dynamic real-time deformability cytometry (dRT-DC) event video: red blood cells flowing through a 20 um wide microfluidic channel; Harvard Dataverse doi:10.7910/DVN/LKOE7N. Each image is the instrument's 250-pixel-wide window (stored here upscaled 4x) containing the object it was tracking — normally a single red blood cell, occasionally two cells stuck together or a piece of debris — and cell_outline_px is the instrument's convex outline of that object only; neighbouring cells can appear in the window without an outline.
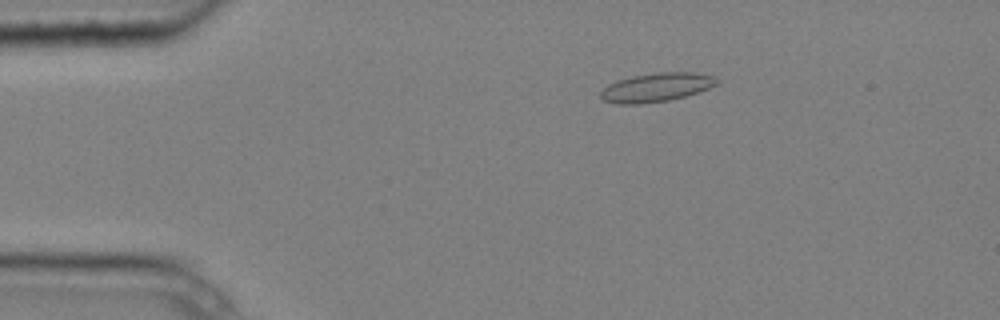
{"species": "common noctule bat (a hibernating species)", "species_latin": "Nyctalus noctula", "temperature_condition": "cold", "stored_images_in_passage": 5, "camera_frame_rate_fps": 3000, "um_per_image_px": 0.085, "animal": {"sex": "male", "body_mass_g": 20.4}, "frame": {"image": 1, "passage_image": 2, "time_ms": 0.333, "image_size_px": [1000, 320], "cell_outline_px": [[720, 84], [700, 92], [668, 100], [640, 104], [616, 104], [604, 100], [600, 96], [600, 92], [608, 84], [616, 80], [632, 76], [660, 72], [696, 72], [712, 76], [720, 80]], "centroid_in_image_um": [55.82, 7.42], "position_along_channel_um": 29.2, "area_um2": 19.65}}
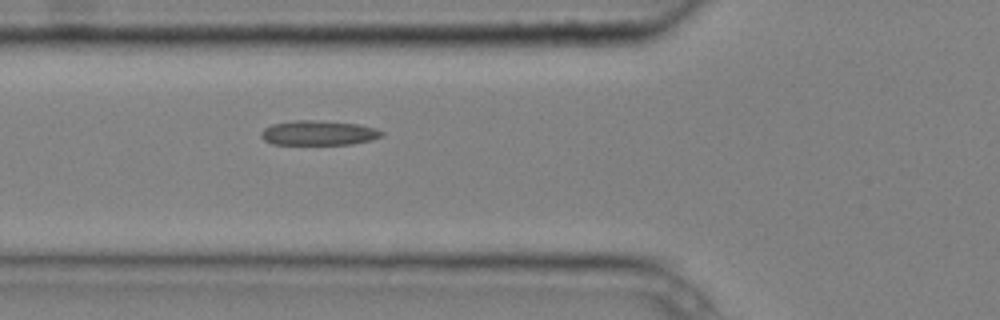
{"frame": {"image": 2, "passage_image": 5, "time_ms": 1.333, "image_size_px": [1000, 320], "cell_outline_px": [[384, 136], [372, 140], [352, 144], [272, 144], [264, 140], [260, 136], [260, 132], [264, 128], [272, 124], [296, 120], [316, 120], [360, 124], [376, 128], [384, 132]], "centroid_in_image_um": [27.1, 11.29], "position_along_channel_um": 98.7, "area_um2": 17.51}}